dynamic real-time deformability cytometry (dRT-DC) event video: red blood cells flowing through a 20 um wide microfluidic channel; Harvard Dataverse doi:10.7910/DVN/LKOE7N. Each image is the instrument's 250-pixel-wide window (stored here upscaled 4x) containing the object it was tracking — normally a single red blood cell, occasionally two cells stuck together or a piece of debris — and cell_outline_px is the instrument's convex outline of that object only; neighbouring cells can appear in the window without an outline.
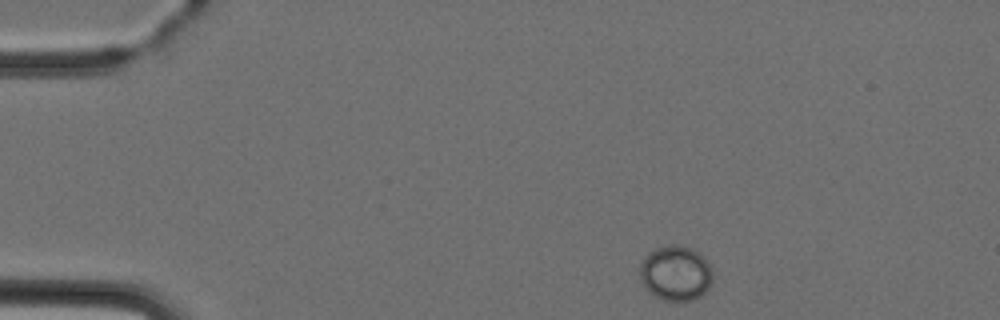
{"species": "Egyptian fruit bat (a non-hibernating species)", "species_latin": "Rousettus aegyptiacus", "temperature_condition": "cold", "stored_images_in_passage": 3, "camera_frame_rate_fps": 3000, "um_per_image_px": 0.085, "animal": {"sex": "female"}, "frame": {"image": 1, "passage_image": 1, "time_ms": 0.0, "image_size_px": [1000, 320], "cell_outline_px": [[712, 284], [700, 296], [692, 300], [664, 300], [656, 296], [640, 280], [640, 264], [644, 256], [648, 252], [656, 248], [668, 244], [676, 244], [700, 252], [712, 268]], "centroid_in_image_um": [57.44, 23.19], "position_along_channel_um": 27.6, "area_um2": 23.29}}
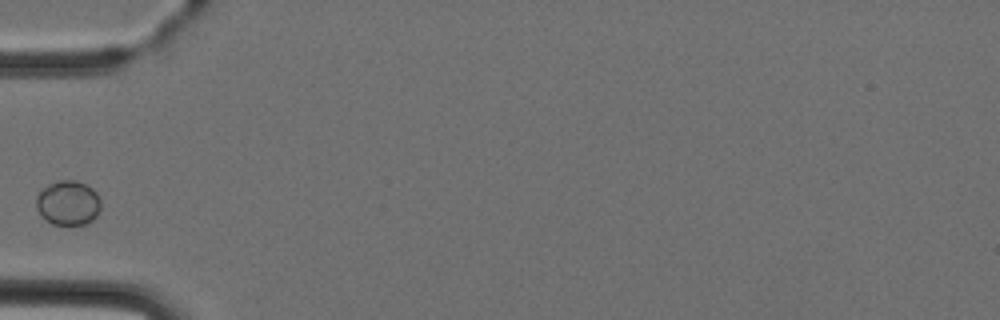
{"frame": {"image": 2, "passage_image": 3, "time_ms": 3.0, "image_size_px": [1000, 320], "cell_outline_px": [[100, 208], [96, 216], [92, 220], [84, 224], [52, 224], [40, 216], [36, 208], [36, 196], [48, 184], [60, 180], [76, 180], [92, 188], [96, 192], [100, 200]], "centroid_in_image_um": [5.77, 17.24], "position_along_channel_um": 79.2, "area_um2": 16.76}}